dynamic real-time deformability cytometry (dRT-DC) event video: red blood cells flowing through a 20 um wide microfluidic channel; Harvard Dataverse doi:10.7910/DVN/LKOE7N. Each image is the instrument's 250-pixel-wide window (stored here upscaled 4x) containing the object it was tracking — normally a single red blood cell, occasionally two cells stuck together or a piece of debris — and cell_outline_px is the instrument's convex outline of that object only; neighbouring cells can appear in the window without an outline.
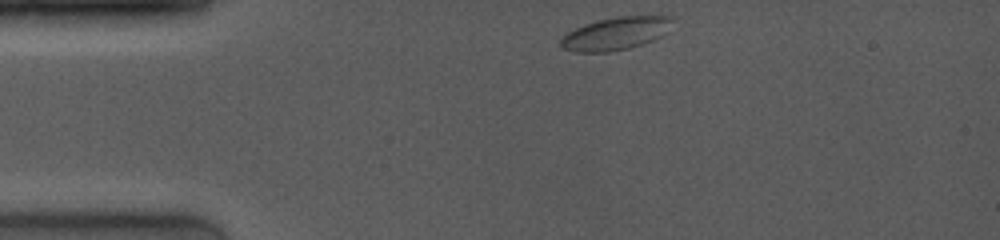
{"species": "common noctule bat (a hibernating species)", "species_latin": "Nyctalus noctula", "temperature_condition": "room temperature", "stored_images_in_passage": 5, "camera_frame_rate_fps": 4000, "um_per_image_px": 0.085, "animal": {"sex": "female", "body_mass_g": 19.0, "forearm_length_mm": 53.3}, "frame": {"image": 1, "passage_image": 1, "time_ms": 0.0, "image_size_px": [1000, 240], "cell_outline_px": [[672, 20], [668, 32], [652, 40], [628, 48], [608, 52], [576, 52], [564, 48], [560, 44], [560, 40], [568, 32], [584, 24], [596, 20], [616, 16], [672, 16]], "centroid_in_image_um": [52.33, 2.84], "position_along_channel_um": 32.7, "area_um2": 21.15}}